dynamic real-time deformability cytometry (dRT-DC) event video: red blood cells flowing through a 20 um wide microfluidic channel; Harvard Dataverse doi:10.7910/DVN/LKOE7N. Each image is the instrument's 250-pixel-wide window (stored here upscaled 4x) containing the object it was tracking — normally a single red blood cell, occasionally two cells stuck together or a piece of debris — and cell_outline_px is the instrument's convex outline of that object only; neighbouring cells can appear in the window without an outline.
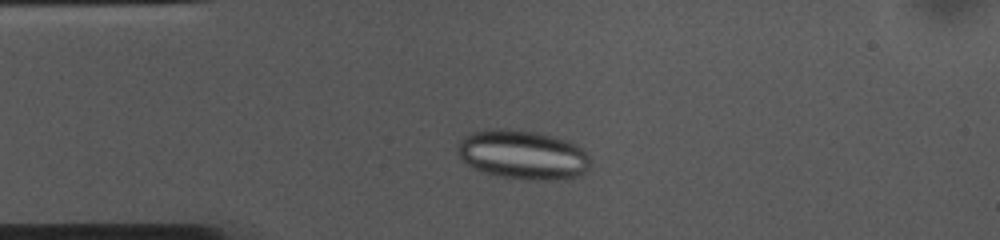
{"species": "common noctule bat (a hibernating species)", "species_latin": "Nyctalus noctula", "temperature_condition": "cold", "stored_images_in_passage": 45, "camera_frame_rate_fps": 3000, "um_per_image_px": 0.085, "animal": {"sex": "female", "body_mass_g": 10.0, "forearm_length_mm": 53.1}, "frame": {"image": 1, "passage_image": 10, "time_ms": 3.0, "image_size_px": [1000, 240], "cell_outline_px": [[588, 168], [580, 176], [568, 180], [528, 180], [500, 176], [484, 172], [460, 160], [456, 148], [460, 140], [464, 136], [472, 132], [488, 128], [508, 128], [536, 132], [568, 140], [576, 144], [588, 152]], "centroid_in_image_um": [44.44, 13.15], "position_along_channel_um": 40.6, "area_um2": 38.55}}
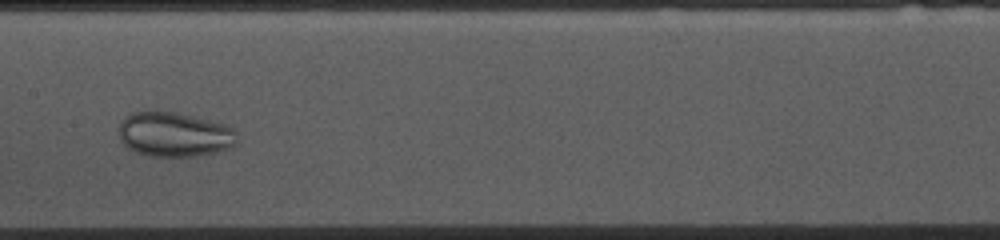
{"frame": {"image": 2, "passage_image": 24, "time_ms": 7.667, "image_size_px": [1000, 240], "cell_outline_px": [[236, 144], [228, 148], [216, 152], [196, 156], [148, 156], [136, 152], [128, 148], [120, 140], [120, 124], [124, 116], [132, 112], [156, 108], [176, 112], [224, 124], [232, 128], [236, 132]], "centroid_in_image_um": [14.77, 11.39], "position_along_channel_um": 192.6, "area_um2": 31.15}}
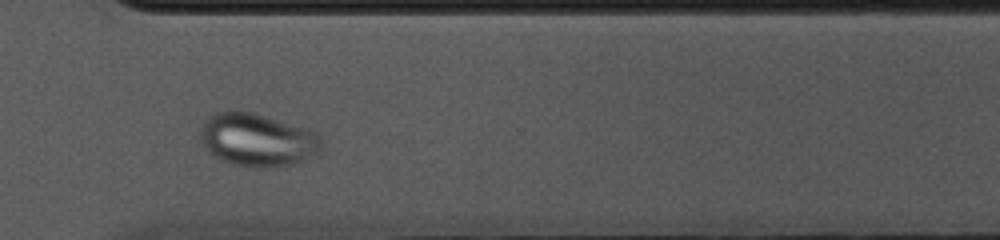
{"frame": {"image": 3, "passage_image": 37, "time_ms": 12.0, "image_size_px": [1000, 240], "cell_outline_px": [[320, 148], [316, 156], [292, 164], [272, 168], [256, 168], [232, 164], [220, 160], [212, 156], [208, 152], [200, 140], [200, 132], [204, 120], [212, 112], [232, 108], [256, 112], [316, 132], [320, 136]], "centroid_in_image_um": [21.81, 11.86], "position_along_channel_um": 348.8, "area_um2": 38.32}}